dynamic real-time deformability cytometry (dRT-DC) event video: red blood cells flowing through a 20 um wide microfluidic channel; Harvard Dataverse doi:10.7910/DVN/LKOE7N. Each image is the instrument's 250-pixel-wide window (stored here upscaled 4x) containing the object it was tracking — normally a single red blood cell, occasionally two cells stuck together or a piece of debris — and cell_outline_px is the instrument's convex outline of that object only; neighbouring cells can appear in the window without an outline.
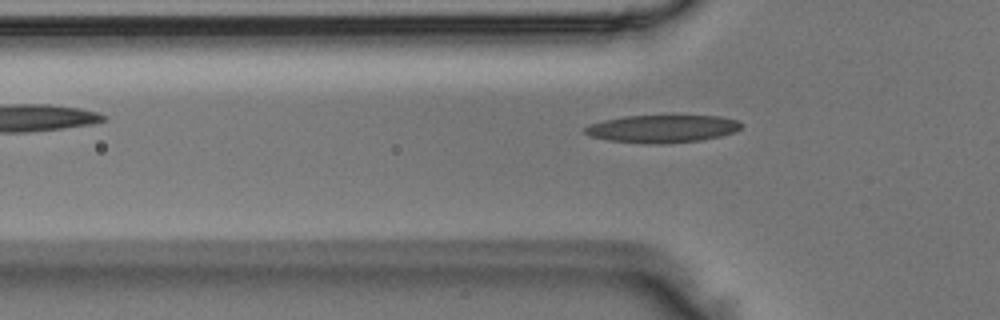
{"species": "Egyptian fruit bat (a non-hibernating species)", "species_latin": "Rousettus aegyptiacus", "temperature_condition": "room temperature", "stored_images_in_passage": 4, "camera_frame_rate_fps": 3000, "um_per_image_px": 0.085, "animal": {"sex": "male"}, "frame": {"image": 1, "passage_image": 3, "time_ms": 0.667, "image_size_px": [1000, 320], "cell_outline_px": [[740, 128], [732, 132], [720, 136], [704, 140], [664, 144], [648, 144], [608, 140], [592, 136], [584, 132], [584, 128], [588, 124], [604, 120], [624, 116], [720, 116], [736, 120], [740, 124]], "centroid_in_image_um": [56.26, 10.95], "position_along_channel_um": 69.5, "area_um2": 25.09}}
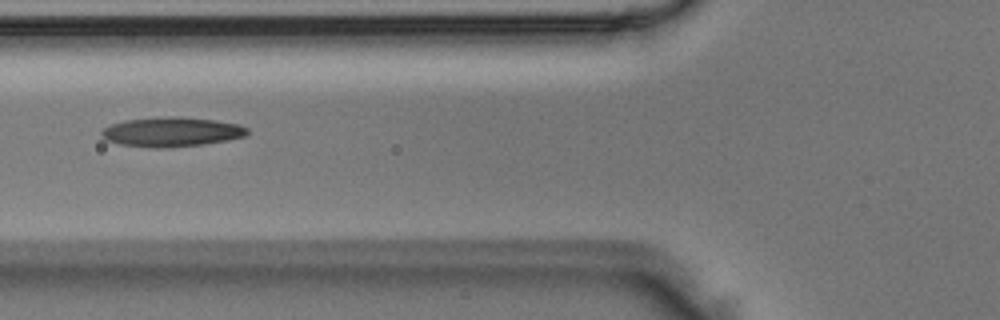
{"frame": {"image": 2, "passage_image": 4, "time_ms": 1.0, "image_size_px": [1000, 320], "cell_outline_px": [[248, 132], [244, 136], [228, 140], [204, 144], [172, 148], [148, 148], [120, 144], [104, 140], [100, 136], [100, 132], [104, 128], [112, 124], [124, 120], [164, 116], [180, 116], [216, 120], [240, 124], [248, 128]], "centroid_in_image_um": [14.56, 11.21], "position_along_channel_um": 111.2, "area_um2": 25.55}}